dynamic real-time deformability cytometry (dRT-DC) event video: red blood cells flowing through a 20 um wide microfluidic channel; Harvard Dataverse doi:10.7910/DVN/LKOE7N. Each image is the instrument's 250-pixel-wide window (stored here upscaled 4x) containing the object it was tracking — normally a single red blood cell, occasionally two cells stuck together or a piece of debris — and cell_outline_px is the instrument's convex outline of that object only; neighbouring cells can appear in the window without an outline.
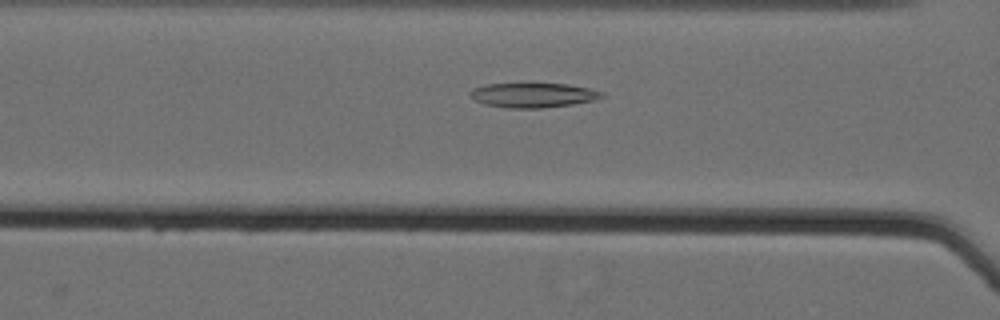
{"species": "Egyptian fruit bat (a non-hibernating species)", "species_latin": "Rousettus aegyptiacus", "temperature_condition": "cold", "stored_images_in_passage": 30, "camera_frame_rate_fps": 3000, "um_per_image_px": 0.085, "animal": {"sex": "female"}, "frame": {"image": 1, "passage_image": 22, "time_ms": 7.0, "image_size_px": [1000, 320], "cell_outline_px": [[604, 96], [592, 100], [572, 104], [544, 108], [508, 108], [484, 104], [476, 100], [468, 92], [472, 88], [484, 84], [568, 84], [588, 88], [604, 92]], "centroid_in_image_um": [45.29, 8.09], "position_along_channel_um": 121.3, "area_um2": 18.73}}
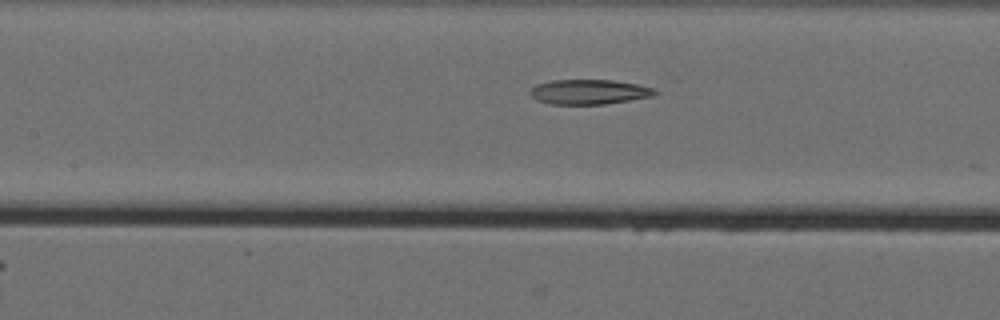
{"frame": {"image": 2, "passage_image": 25, "time_ms": 8.0, "image_size_px": [1000, 320], "cell_outline_px": [[660, 92], [652, 96], [632, 100], [604, 104], [552, 104], [536, 100], [528, 92], [536, 84], [552, 80], [612, 80], [636, 84], [656, 88]], "centroid_in_image_um": [50.1, 7.81], "position_along_channel_um": 157.3, "area_um2": 18.15}}
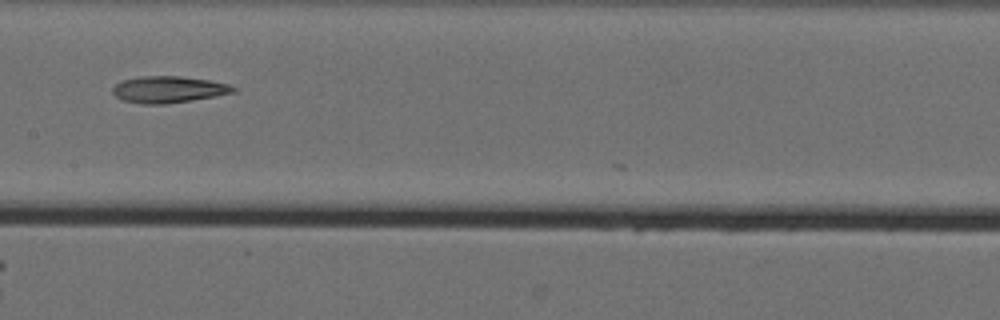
{"frame": {"image": 3, "passage_image": 28, "time_ms": 9.0, "image_size_px": [1000, 320], "cell_outline_px": [[236, 92], [216, 96], [192, 100], [164, 104], [140, 104], [120, 100], [112, 92], [112, 88], [116, 84], [124, 80], [140, 76], [180, 76], [208, 80], [228, 84], [236, 88]], "centroid_in_image_um": [14.3, 7.61], "position_along_channel_um": 193.1, "area_um2": 18.73}}